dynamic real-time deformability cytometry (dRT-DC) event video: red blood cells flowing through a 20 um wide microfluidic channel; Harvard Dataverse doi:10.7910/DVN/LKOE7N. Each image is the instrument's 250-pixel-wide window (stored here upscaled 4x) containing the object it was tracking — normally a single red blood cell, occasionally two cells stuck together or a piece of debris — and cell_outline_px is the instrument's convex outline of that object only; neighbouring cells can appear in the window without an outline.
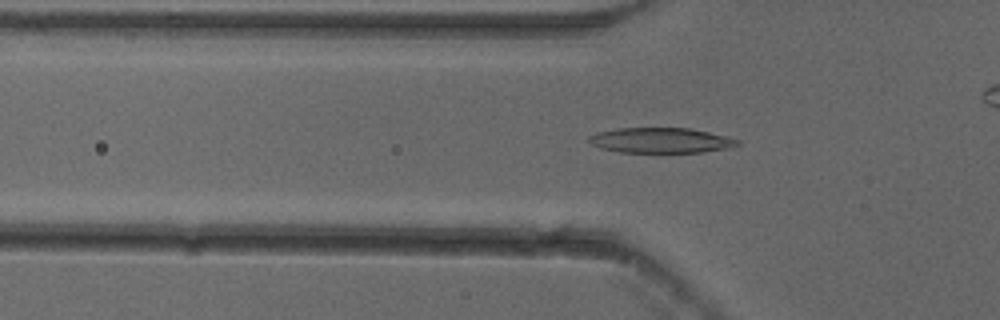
{"species": "common noctule bat (a hibernating species)", "species_latin": "Nyctalus noctula", "temperature_condition": "cold", "stored_images_in_passage": 46, "camera_frame_rate_fps": 3000, "um_per_image_px": 0.085, "animal": {"sex": "female"}, "frame": {"image": 1, "passage_image": 18, "time_ms": 5.667, "image_size_px": [1000, 320], "cell_outline_px": [[740, 144], [732, 148], [700, 152], [620, 152], [600, 148], [592, 144], [588, 140], [588, 136], [596, 132], [616, 128], [688, 128], [708, 132], [740, 140]], "centroid_in_image_um": [56.15, 11.93], "position_along_channel_um": 69.6, "area_um2": 21.85}}
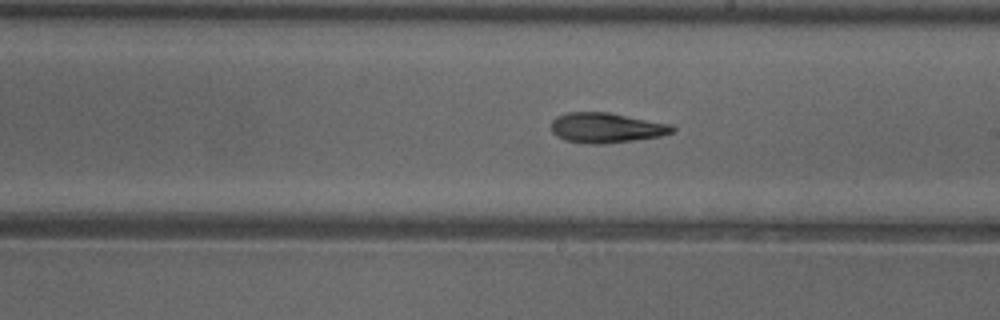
{"frame": {"image": 2, "passage_image": 31, "time_ms": 10.0, "image_size_px": [1000, 320], "cell_outline_px": [[676, 128], [672, 132], [660, 136], [636, 140], [604, 144], [588, 144], [564, 140], [556, 136], [552, 132], [552, 120], [556, 116], [568, 112], [608, 112], [672, 124]], "centroid_in_image_um": [51.53, 10.86], "position_along_channel_um": 237.5, "area_um2": 21.39}}
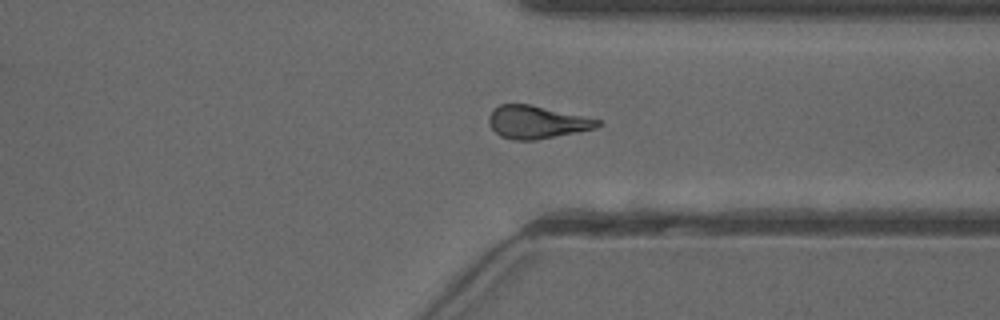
{"frame": {"image": 3, "passage_image": 41, "time_ms": 13.333, "image_size_px": [1000, 320], "cell_outline_px": [[600, 124], [596, 128], [536, 140], [512, 140], [500, 136], [488, 124], [488, 116], [500, 104], [528, 104], [600, 120]], "centroid_in_image_um": [45.57, 10.39], "position_along_channel_um": 365.8, "area_um2": 20.4}}